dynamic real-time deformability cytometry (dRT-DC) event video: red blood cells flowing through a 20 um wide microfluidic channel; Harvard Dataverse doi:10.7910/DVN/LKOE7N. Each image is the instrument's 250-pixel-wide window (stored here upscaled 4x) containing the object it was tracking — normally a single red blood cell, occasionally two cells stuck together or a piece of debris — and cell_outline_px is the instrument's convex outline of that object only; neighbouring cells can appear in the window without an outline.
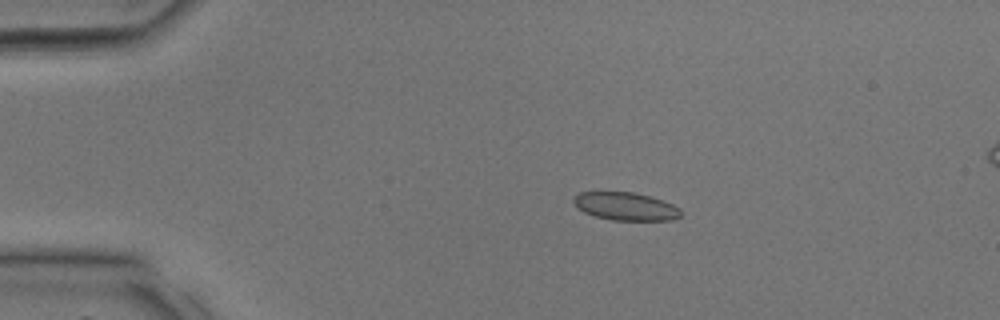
{"species": "common noctule bat (a hibernating species)", "species_latin": "Nyctalus noctula", "temperature_condition": "room temperature", "stored_images_in_passage": 36, "camera_frame_rate_fps": 3000, "um_per_image_px": 0.085, "animal": {"sex": "male", "body_mass_g": 17.9, "forearm_length_mm": 54.2}, "frame": {"image": 1, "passage_image": 8, "time_ms": 2.333, "image_size_px": [1000, 320], "cell_outline_px": [[680, 216], [672, 220], [612, 220], [596, 216], [584, 212], [576, 208], [572, 200], [580, 192], [632, 192], [648, 196], [672, 204], [680, 208]], "centroid_in_image_um": [53.15, 17.54], "position_along_channel_um": 31.9, "area_um2": 17.28}}
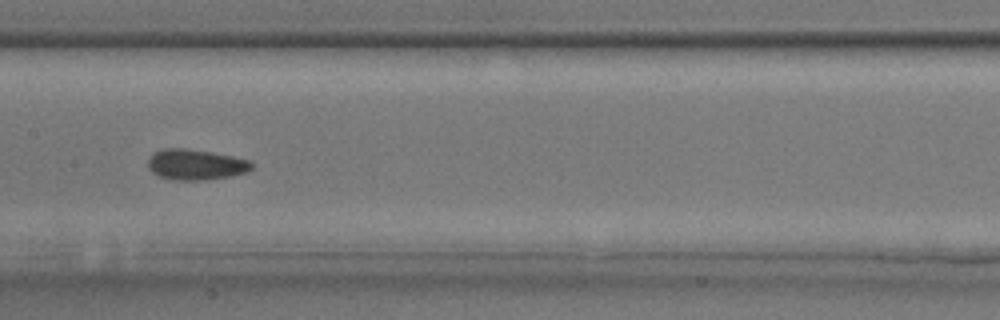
{"frame": {"image": 2, "passage_image": 19, "time_ms": 6.0, "image_size_px": [1000, 320], "cell_outline_px": [[252, 168], [248, 172], [232, 176], [204, 180], [172, 180], [160, 176], [152, 172], [148, 168], [148, 156], [164, 148], [184, 148], [212, 152], [252, 160]], "centroid_in_image_um": [16.65, 13.99], "position_along_channel_um": 190.8, "area_um2": 18.67}}
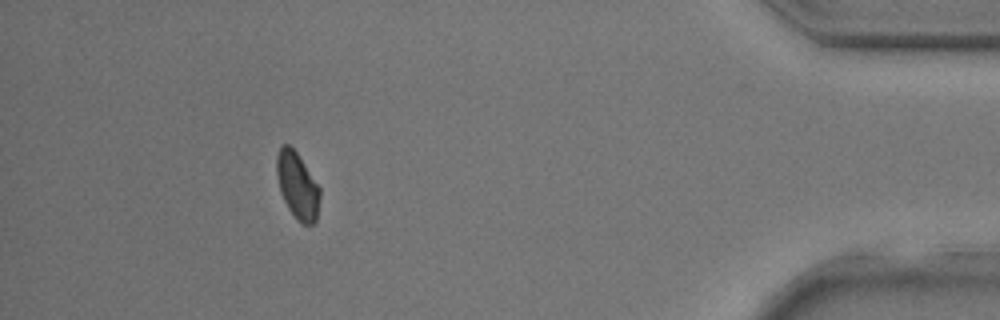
{"frame": {"image": 3, "passage_image": 33, "time_ms": 10.667, "image_size_px": [1000, 320], "cell_outline_px": [[320, 196], [316, 220], [312, 224], [300, 224], [296, 220], [288, 208], [280, 192], [276, 176], [276, 156], [280, 144], [288, 144], [296, 152], [320, 188]], "centroid_in_image_um": [25.25, 15.78], "position_along_channel_um": 410.0, "area_um2": 16.82}}